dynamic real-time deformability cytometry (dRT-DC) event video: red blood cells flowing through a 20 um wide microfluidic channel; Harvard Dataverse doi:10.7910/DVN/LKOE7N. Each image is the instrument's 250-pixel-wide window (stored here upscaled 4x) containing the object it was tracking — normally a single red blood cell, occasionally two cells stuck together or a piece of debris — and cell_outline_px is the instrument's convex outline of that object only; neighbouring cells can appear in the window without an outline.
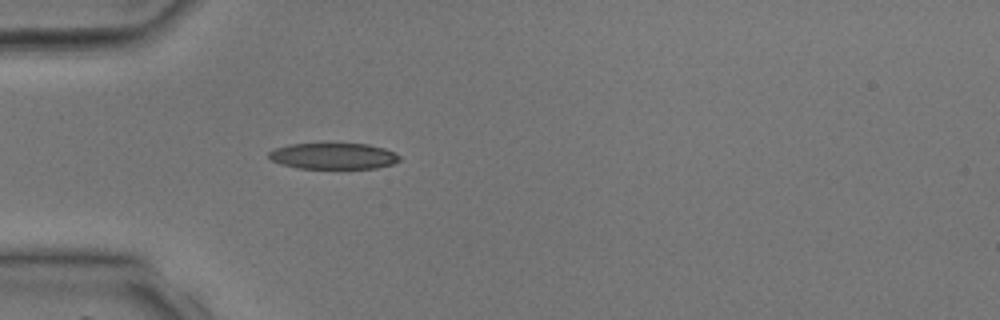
{"species": "common noctule bat (a hibernating species)", "species_latin": "Nyctalus noctula", "temperature_condition": "room temperature", "stored_images_in_passage": 39, "camera_frame_rate_fps": 3000, "um_per_image_px": 0.085, "animal": {"sex": "male", "body_mass_g": 17.9, "forearm_length_mm": 54.2}, "frame": {"image": 1, "passage_image": 12, "time_ms": 3.667, "image_size_px": [1000, 320], "cell_outline_px": [[400, 160], [392, 164], [376, 168], [296, 168], [280, 164], [272, 160], [268, 156], [268, 152], [276, 148], [288, 144], [368, 144], [384, 148], [396, 152], [400, 156]], "centroid_in_image_um": [28.34, 13.26], "position_along_channel_um": 56.7, "area_um2": 19.88}}
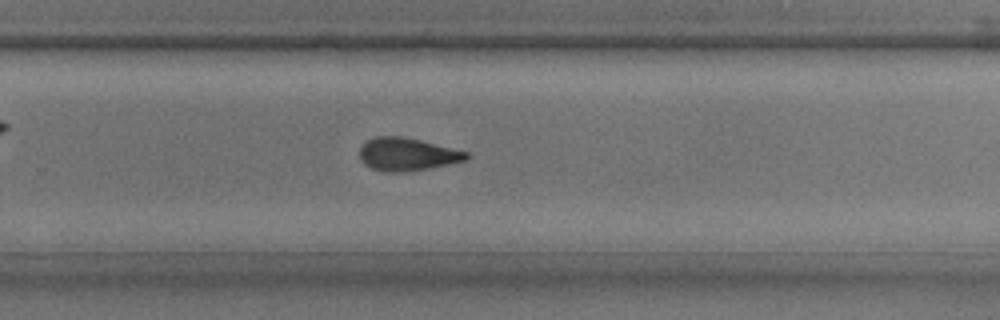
{"frame": {"image": 2, "passage_image": 26, "time_ms": 8.333, "image_size_px": [1000, 320], "cell_outline_px": [[472, 156], [468, 160], [428, 168], [400, 172], [384, 172], [372, 168], [364, 164], [360, 160], [360, 148], [364, 140], [376, 136], [400, 136], [420, 140], [468, 152]], "centroid_in_image_um": [34.59, 13.11], "position_along_channel_um": 295.2, "area_um2": 20.52}}
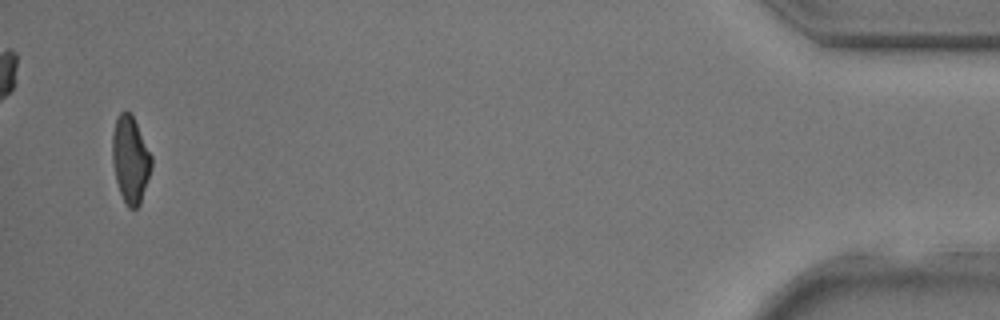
{"frame": {"image": 3, "passage_image": 38, "time_ms": 12.333, "image_size_px": [1000, 320], "cell_outline_px": [[152, 168], [140, 204], [136, 208], [128, 208], [120, 192], [116, 180], [112, 164], [112, 132], [116, 120], [120, 112], [128, 108], [152, 156]], "centroid_in_image_um": [11.07, 13.55], "position_along_channel_um": 424.1, "area_um2": 19.77}}